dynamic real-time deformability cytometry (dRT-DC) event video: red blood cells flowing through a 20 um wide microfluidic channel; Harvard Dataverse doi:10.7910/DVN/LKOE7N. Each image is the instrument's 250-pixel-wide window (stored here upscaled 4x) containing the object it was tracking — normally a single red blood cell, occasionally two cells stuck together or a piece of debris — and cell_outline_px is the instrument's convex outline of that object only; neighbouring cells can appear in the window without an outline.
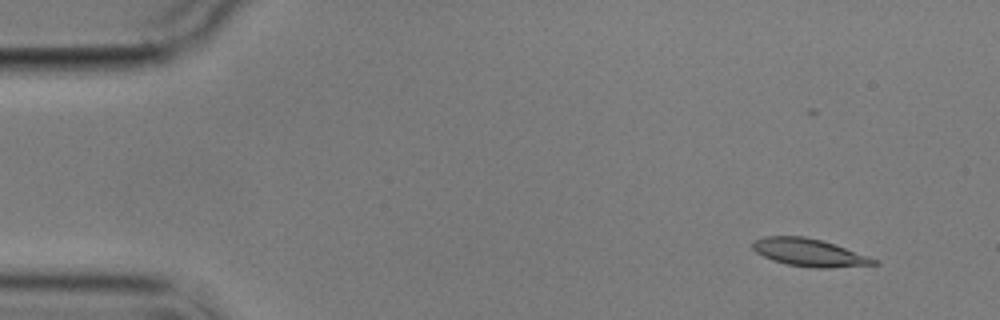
{"species": "common noctule bat (a hibernating species)", "species_latin": "Nyctalus noctula", "temperature_condition": "cold", "stored_images_in_passage": 5, "camera_frame_rate_fps": 3000, "um_per_image_px": 0.085, "animal": {"sex": "male", "body_mass_g": 17.9}, "frame": {"image": 1, "passage_image": 1, "time_ms": 0.0, "image_size_px": [1000, 320], "cell_outline_px": [[880, 264], [832, 268], [812, 268], [788, 264], [772, 260], [756, 252], [752, 248], [752, 240], [764, 236], [804, 236], [836, 244], [880, 260]], "centroid_in_image_um": [68.82, 21.47], "position_along_channel_um": 16.2, "area_um2": 19.77}}